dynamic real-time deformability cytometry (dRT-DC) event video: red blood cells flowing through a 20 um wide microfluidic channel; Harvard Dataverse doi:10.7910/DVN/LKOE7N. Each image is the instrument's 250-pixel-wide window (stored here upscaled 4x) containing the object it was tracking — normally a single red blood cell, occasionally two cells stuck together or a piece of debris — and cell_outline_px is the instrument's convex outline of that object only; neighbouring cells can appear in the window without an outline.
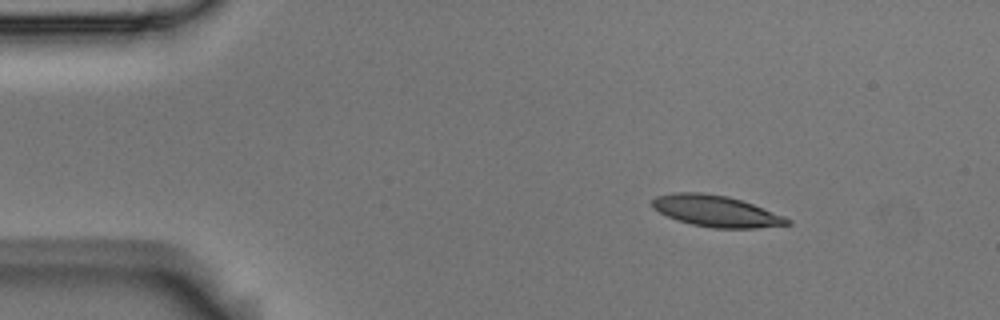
{"species": "Egyptian fruit bat (a non-hibernating species)", "species_latin": "Rousettus aegyptiacus", "temperature_condition": "room temperature", "stored_images_in_passage": 3, "camera_frame_rate_fps": 3000, "um_per_image_px": 0.085, "animal": {"sex": "male"}, "frame": {"image": 1, "passage_image": 1, "time_ms": 0.0, "image_size_px": [1000, 320], "cell_outline_px": [[792, 224], [756, 228], [712, 228], [692, 224], [676, 220], [652, 208], [652, 200], [656, 196], [672, 192], [704, 192], [728, 196], [752, 204], [784, 216], [792, 220]], "centroid_in_image_um": [60.85, 17.94], "position_along_channel_um": 24.1, "area_um2": 24.68}}